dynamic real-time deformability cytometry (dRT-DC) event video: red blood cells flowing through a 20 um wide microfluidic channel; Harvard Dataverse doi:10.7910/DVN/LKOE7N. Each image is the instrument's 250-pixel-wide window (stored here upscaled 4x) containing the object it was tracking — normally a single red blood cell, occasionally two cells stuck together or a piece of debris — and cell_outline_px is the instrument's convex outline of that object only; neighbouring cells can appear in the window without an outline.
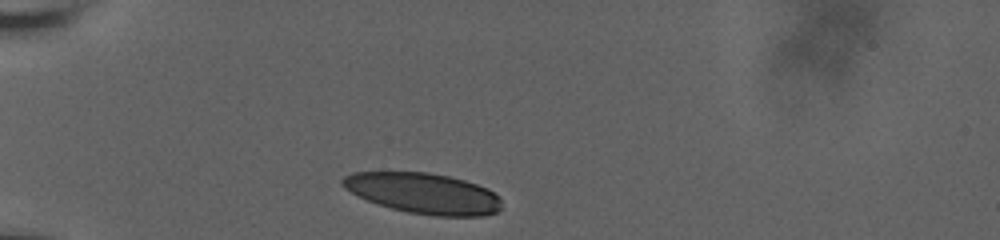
{"species": "human", "species_latin": "Homo sapiens", "temperature_condition": "room temperature", "stored_images_in_passage": 20, "camera_frame_rate_fps": 3000, "um_per_image_px": 0.085, "donor": {"sex": "male"}, "frame": {"image": 1, "passage_image": 1, "time_ms": 0.0, "image_size_px": [1000, 240], "cell_outline_px": [[500, 208], [496, 212], [484, 216], [432, 216], [408, 212], [392, 208], [368, 200], [344, 188], [340, 184], [340, 180], [344, 176], [352, 172], [428, 172], [448, 176], [464, 180], [488, 188], [500, 196]], "centroid_in_image_um": [36.0, 16.42], "position_along_channel_um": 49.0, "area_um2": 37.63}}
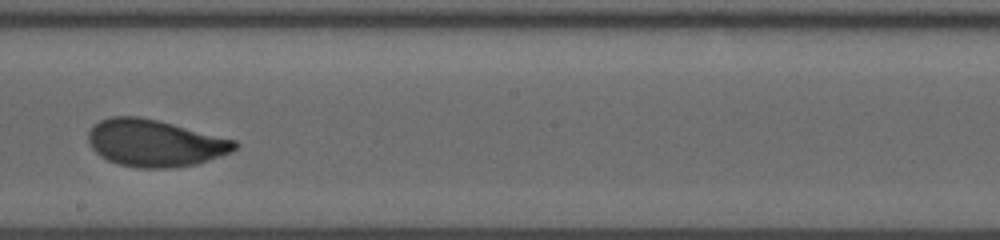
{"frame": {"image": 2, "passage_image": 12, "time_ms": 6.0, "image_size_px": [1000, 240], "cell_outline_px": [[240, 144], [232, 152], [196, 164], [172, 168], [136, 168], [116, 164], [100, 156], [92, 148], [88, 140], [88, 132], [92, 124], [100, 120], [112, 116], [140, 116], [236, 140]], "centroid_in_image_um": [13.14, 12.17], "position_along_channel_um": 235.1, "area_um2": 40.23}}
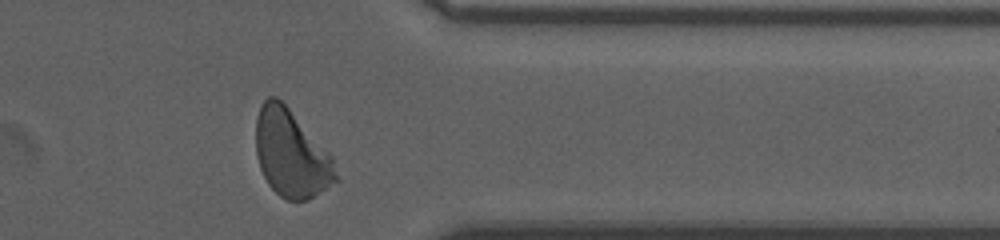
{"frame": {"image": 3, "passage_image": 20, "time_ms": 10.333, "image_size_px": [1000, 240], "cell_outline_px": [[340, 180], [308, 200], [288, 200], [280, 196], [268, 184], [260, 168], [256, 156], [256, 116], [260, 104], [268, 96], [276, 96], [288, 108], [332, 156]], "centroid_in_image_um": [24.75, 13.08], "position_along_channel_um": 386.7, "area_um2": 40.58}, "authors_computed_cell_mechanics": {"area_um2": 40.2866, "velocity_mm_per_s": 3.6363, "shape_relaxation_time_tau1_ms": 3.3543, "shape_relaxation_time_tau2_ms": null, "deformation_change_tau1": 0.1393, "deformation_change_tau2": null}}